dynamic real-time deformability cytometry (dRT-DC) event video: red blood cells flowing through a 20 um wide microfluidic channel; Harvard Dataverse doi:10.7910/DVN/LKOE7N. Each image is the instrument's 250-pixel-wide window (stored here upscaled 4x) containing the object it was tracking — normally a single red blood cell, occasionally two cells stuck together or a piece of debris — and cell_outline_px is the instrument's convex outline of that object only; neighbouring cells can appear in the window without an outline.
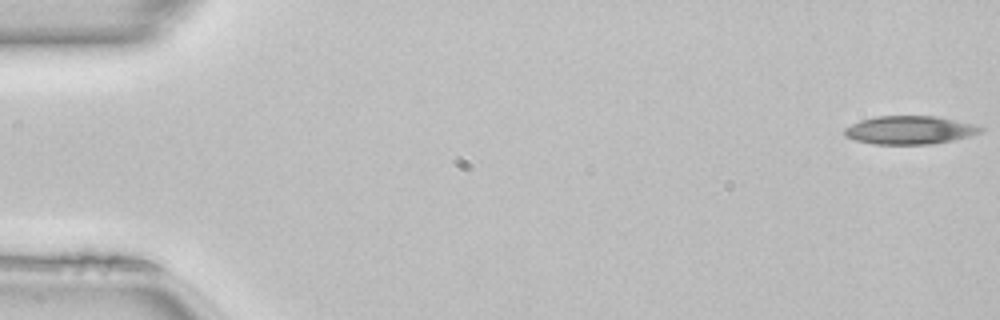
{"species": "common noctule bat (a hibernating species)", "species_latin": "Nyctalus noctula", "temperature_condition": "room temperature", "stored_images_in_passage": 10, "camera_frame_rate_fps": 3000, "um_per_image_px": 0.085, "animal": {"sex": "female", "body_mass_g": 22.7, "forearm_length_mm": 54.2}, "frame": {"image": 1, "passage_image": 1, "time_ms": 0.0, "image_size_px": [1000, 320], "cell_outline_px": [[984, 132], [952, 140], [932, 144], [872, 144], [856, 140], [844, 136], [844, 128], [860, 120], [876, 116], [936, 116], [980, 124], [984, 128]], "centroid_in_image_um": [77.38, 11.05], "position_along_channel_um": 7.6, "area_um2": 22.72}}